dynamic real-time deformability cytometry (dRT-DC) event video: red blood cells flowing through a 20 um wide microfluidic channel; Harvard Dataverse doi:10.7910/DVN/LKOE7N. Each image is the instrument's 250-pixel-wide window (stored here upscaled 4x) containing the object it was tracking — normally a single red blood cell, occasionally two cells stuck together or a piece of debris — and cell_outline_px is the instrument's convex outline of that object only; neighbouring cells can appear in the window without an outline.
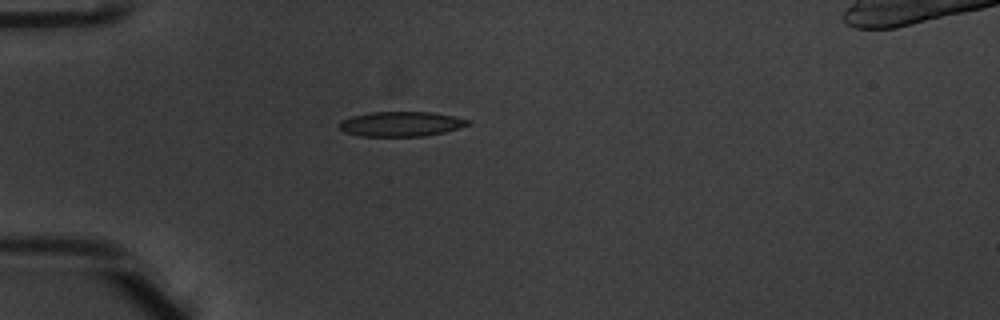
{"species": "common noctule bat (a hibernating species)", "species_latin": "Nyctalus noctula", "temperature_condition": "warm", "stored_images_in_passage": 38, "camera_frame_rate_fps": 3000, "um_per_image_px": 0.085, "animal": {"sex": "male", "body_mass_g": 20.1, "forearm_length_mm": 53.5}, "frame": {"image": 1, "passage_image": 1, "time_ms": 0.0, "image_size_px": [1000, 320], "cell_outline_px": [[472, 124], [460, 128], [444, 132], [424, 136], [360, 136], [344, 132], [340, 128], [340, 120], [352, 116], [372, 112], [432, 112], [472, 120]], "centroid_in_image_um": [34.12, 10.54], "position_along_channel_um": 50.9, "area_um2": 18.67}}
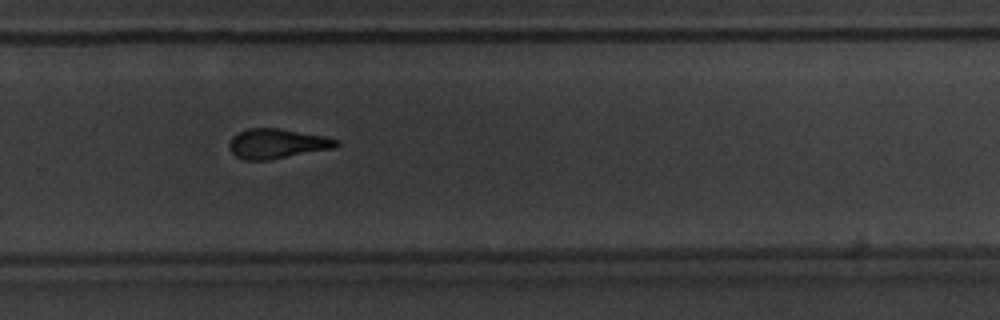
{"frame": {"image": 2, "passage_image": 22, "time_ms": 7.0, "image_size_px": [1000, 320], "cell_outline_px": [[340, 144], [336, 148], [268, 160], [244, 160], [236, 156], [232, 152], [228, 144], [232, 136], [248, 128], [280, 128], [324, 136], [340, 140]], "centroid_in_image_um": [23.58, 12.21], "position_along_channel_um": 306.2, "area_um2": 18.67}}
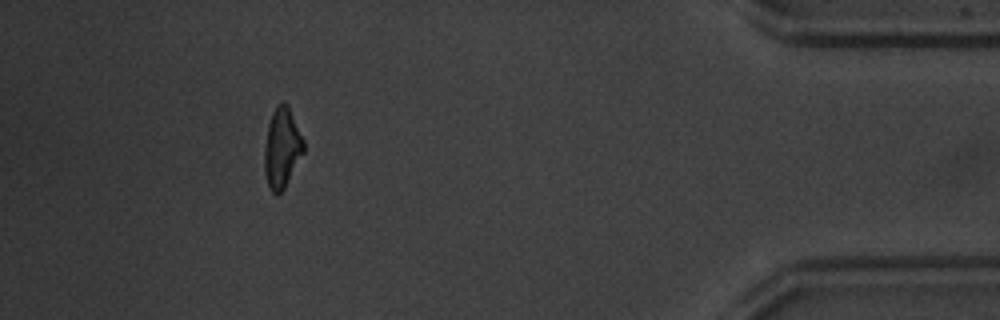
{"frame": {"image": 3, "passage_image": 34, "time_ms": 11.0, "image_size_px": [1000, 320], "cell_outline_px": [[304, 152], [284, 188], [276, 196], [268, 188], [264, 172], [264, 148], [268, 124], [272, 112], [276, 104], [280, 100], [284, 100], [288, 104], [304, 140]], "centroid_in_image_um": [23.95, 12.54], "position_along_channel_um": 411.2, "area_um2": 18.61}, "authors_computed_cell_mechanics": {"area_um2": 18.8139, "velocity_mm_per_s": 3.8723, "shape_relaxation_time_tau1_ms": 3.5509, "shape_relaxation_time_tau2_ms": 1.3299, "deformation_change_tau1": 0.1506, "deformation_change_tau2": 0.0893}}